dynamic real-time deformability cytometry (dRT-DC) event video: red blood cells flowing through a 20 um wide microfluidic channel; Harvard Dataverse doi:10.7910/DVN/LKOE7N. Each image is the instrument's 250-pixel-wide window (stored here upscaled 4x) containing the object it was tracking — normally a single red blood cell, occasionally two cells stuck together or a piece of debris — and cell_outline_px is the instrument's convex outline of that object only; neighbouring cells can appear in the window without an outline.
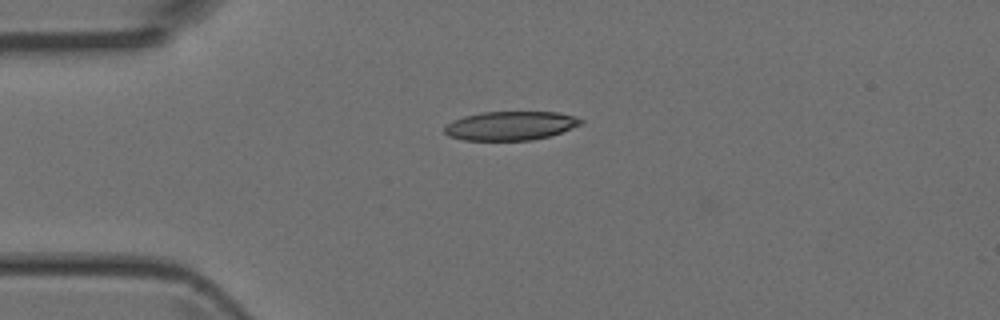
{"species": "Egyptian fruit bat (a non-hibernating species)", "species_latin": "Rousettus aegyptiacus", "temperature_condition": "room temperature", "stored_images_in_passage": 37, "camera_frame_rate_fps": 3000, "um_per_image_px": 0.085, "animal": {"sex": "female"}, "frame": {"image": 1, "passage_image": 1, "time_ms": 0.0, "image_size_px": [1000, 320], "cell_outline_px": [[584, 124], [548, 136], [532, 140], [464, 140], [448, 136], [444, 132], [444, 128], [452, 120], [464, 116], [480, 112], [560, 112], [576, 116], [584, 120]], "centroid_in_image_um": [43.41, 10.68], "position_along_channel_um": 41.6, "area_um2": 23.06}}
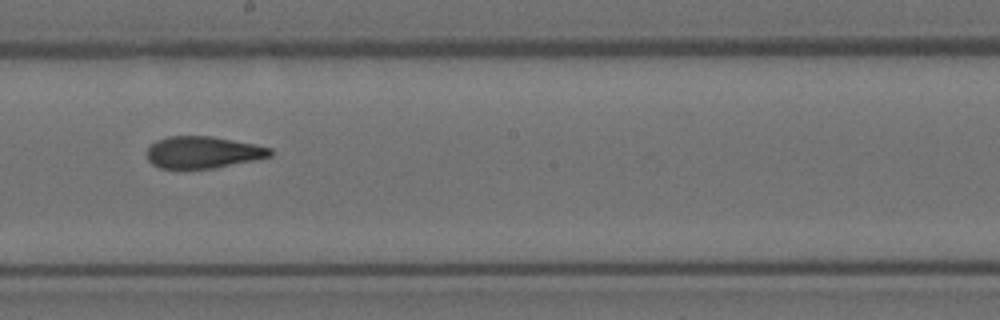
{"frame": {"image": 2, "passage_image": 16, "time_ms": 5.0, "image_size_px": [1000, 320], "cell_outline_px": [[272, 156], [212, 168], [160, 168], [152, 164], [148, 160], [148, 148], [156, 140], [168, 136], [212, 136], [272, 148]], "centroid_in_image_um": [17.22, 12.94], "position_along_channel_um": 231.0, "area_um2": 22.54}}
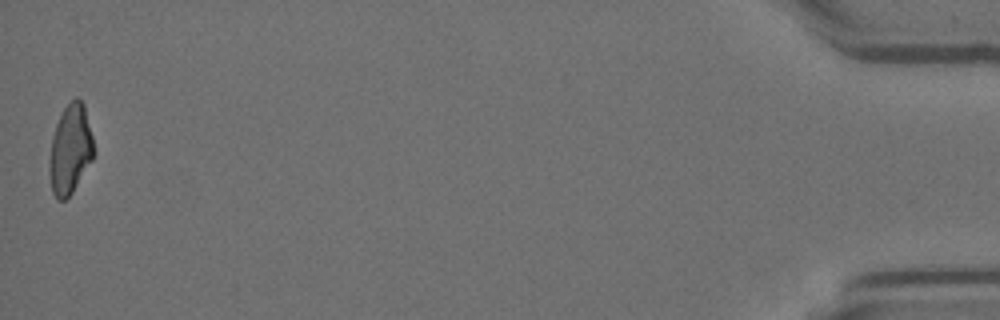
{"frame": {"image": 3, "passage_image": 37, "time_ms": 12.0, "image_size_px": [1000, 320], "cell_outline_px": [[96, 152], [92, 160], [72, 192], [64, 200], [56, 200], [52, 192], [48, 168], [52, 136], [56, 124], [64, 108], [76, 96], [84, 104]], "centroid_in_image_um": [5.97, 12.71], "position_along_channel_um": 429.2, "area_um2": 23.12}}